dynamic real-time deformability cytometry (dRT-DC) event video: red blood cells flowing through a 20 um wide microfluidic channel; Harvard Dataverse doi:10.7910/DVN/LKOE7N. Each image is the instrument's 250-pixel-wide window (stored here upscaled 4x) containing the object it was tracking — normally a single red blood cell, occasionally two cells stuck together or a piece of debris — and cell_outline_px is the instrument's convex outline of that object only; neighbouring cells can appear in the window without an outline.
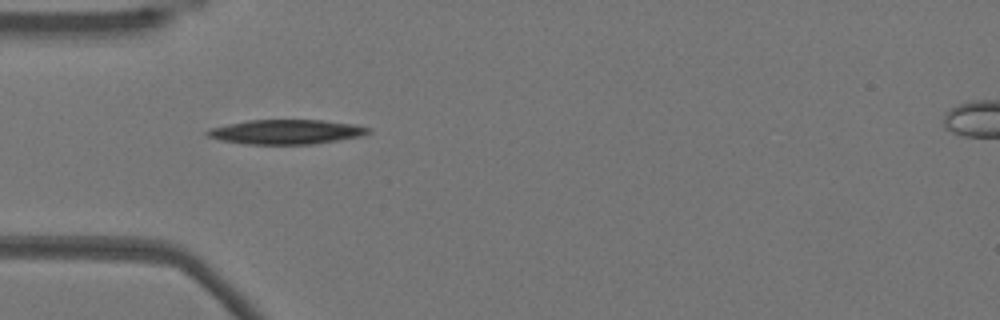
{"species": "Egyptian fruit bat (a non-hibernating species)", "species_latin": "Rousettus aegyptiacus", "temperature_condition": "warm", "stored_images_in_passage": 5, "camera_frame_rate_fps": 3000, "um_per_image_px": 0.085, "animal": {"sex": "female"}, "frame": {"image": 1, "passage_image": 1, "time_ms": 0.0, "image_size_px": [1000, 320], "cell_outline_px": [[372, 132], [360, 136], [312, 144], [248, 144], [220, 140], [208, 136], [204, 132], [212, 128], [228, 124], [248, 120], [324, 120], [356, 124], [372, 128]], "centroid_in_image_um": [24.37, 11.2], "position_along_channel_um": 60.6, "area_um2": 22.95}}
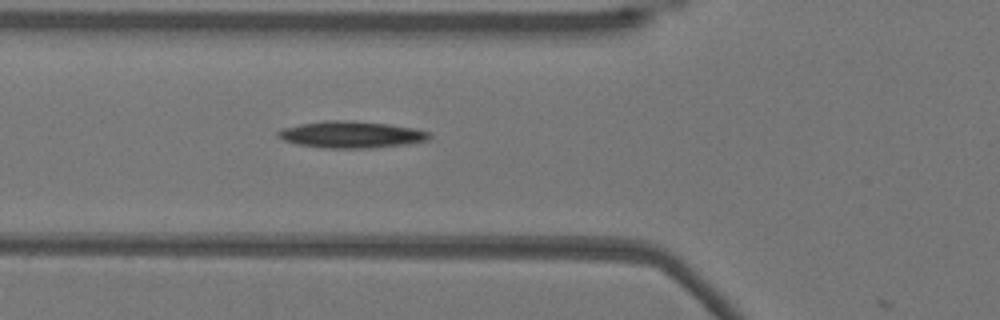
{"frame": {"image": 2, "passage_image": 4, "time_ms": 1.0, "image_size_px": [1000, 320], "cell_outline_px": [[432, 136], [428, 140], [408, 144], [372, 148], [324, 148], [296, 144], [284, 140], [276, 136], [276, 132], [284, 128], [300, 124], [324, 120], [348, 120], [388, 124], [412, 128], [428, 132]], "centroid_in_image_um": [29.84, 11.44], "position_along_channel_um": 96.0, "area_um2": 23.58}}